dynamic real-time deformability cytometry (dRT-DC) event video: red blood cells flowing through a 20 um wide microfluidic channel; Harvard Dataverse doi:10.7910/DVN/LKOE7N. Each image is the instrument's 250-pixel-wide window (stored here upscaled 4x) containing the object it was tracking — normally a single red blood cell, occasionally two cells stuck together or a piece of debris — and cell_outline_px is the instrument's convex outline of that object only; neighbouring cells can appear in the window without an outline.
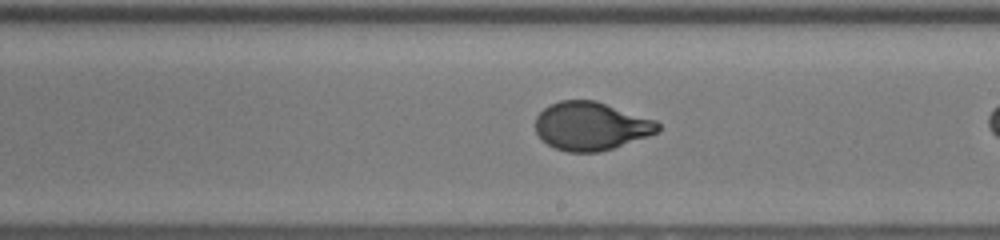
{"species": "human", "species_latin": "Homo sapiens", "temperature_condition": "room temperature", "stored_images_in_passage": 42, "camera_frame_rate_fps": 3000, "um_per_image_px": 0.085, "donor": {"sex": "female"}, "frame": {"image": 1, "passage_image": 31, "time_ms": 10.0, "image_size_px": [1000, 240], "cell_outline_px": [[660, 132], [600, 152], [568, 152], [556, 148], [548, 144], [536, 132], [536, 116], [544, 108], [560, 100], [596, 100], [656, 120], [660, 124]], "centroid_in_image_um": [50.26, 10.71], "position_along_channel_um": 238.7, "area_um2": 34.39}}
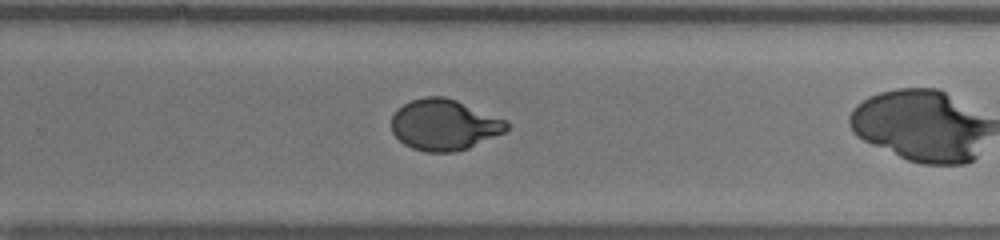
{"frame": {"image": 2, "passage_image": 35, "time_ms": 11.333, "image_size_px": [1000, 240], "cell_outline_px": [[508, 128], [504, 132], [468, 148], [452, 152], [428, 152], [412, 148], [404, 144], [392, 132], [392, 116], [396, 108], [412, 100], [424, 96], [444, 96], [456, 100], [504, 120], [508, 124]], "centroid_in_image_um": [37.7, 10.6], "position_along_channel_um": 292.1, "area_um2": 33.81}}
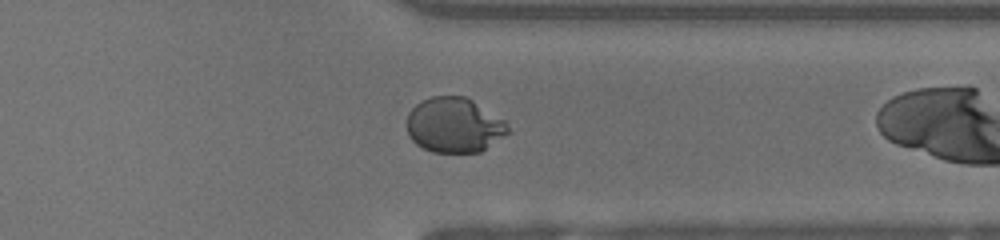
{"frame": {"image": 3, "passage_image": 41, "time_ms": 13.333, "image_size_px": [1000, 240], "cell_outline_px": [[512, 132], [480, 152], [432, 152], [416, 144], [408, 136], [408, 112], [420, 100], [432, 96], [464, 96], [472, 100], [508, 120]], "centroid_in_image_um": [38.67, 10.63], "position_along_channel_um": 372.7, "area_um2": 32.95}}